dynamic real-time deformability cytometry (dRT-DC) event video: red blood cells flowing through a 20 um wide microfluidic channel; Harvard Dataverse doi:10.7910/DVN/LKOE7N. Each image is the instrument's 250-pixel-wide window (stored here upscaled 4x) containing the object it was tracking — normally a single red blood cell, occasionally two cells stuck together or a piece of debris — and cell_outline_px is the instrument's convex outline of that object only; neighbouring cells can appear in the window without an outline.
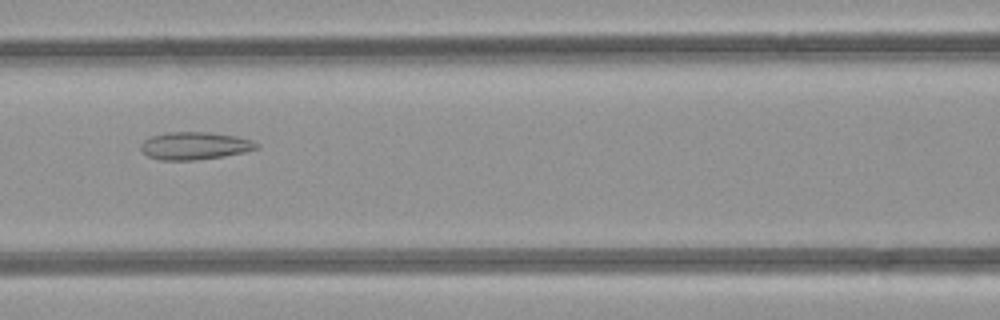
{"species": "common noctule bat (a hibernating species)", "species_latin": "Nyctalus noctula", "temperature_condition": "room temperature", "stored_images_in_passage": 27, "camera_frame_rate_fps": 3000, "um_per_image_px": 0.085, "animal": {"sex": "female", "body_mass_g": 21.9}, "frame": {"image": 1, "passage_image": 6, "time_ms": 1.667, "image_size_px": [1000, 320], "cell_outline_px": [[260, 148], [244, 152], [224, 156], [196, 160], [160, 160], [148, 156], [140, 148], [140, 144], [144, 140], [152, 136], [168, 132], [212, 132], [240, 136], [252, 140], [260, 144]], "centroid_in_image_um": [16.61, 12.38], "position_along_channel_um": 150.0, "area_um2": 18.84}}
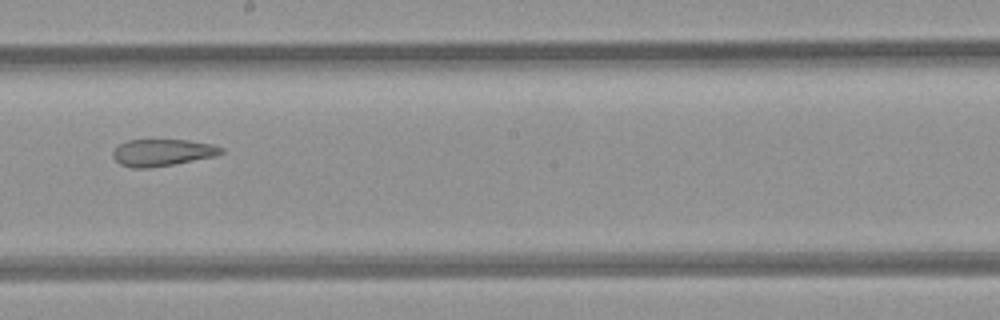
{"frame": {"image": 2, "passage_image": 12, "time_ms": 3.667, "image_size_px": [1000, 320], "cell_outline_px": [[224, 152], [212, 156], [172, 164], [148, 168], [132, 168], [120, 164], [112, 156], [112, 152], [120, 144], [128, 140], [188, 140], [212, 144], [224, 148]], "centroid_in_image_um": [13.77, 12.96], "position_along_channel_um": 234.4, "area_um2": 16.7}}
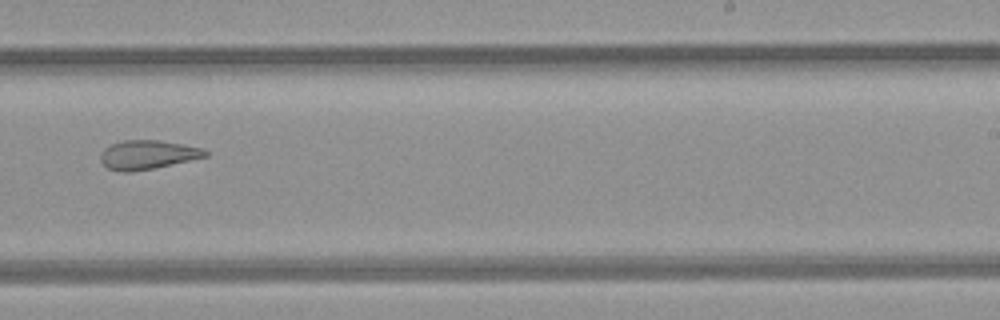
{"frame": {"image": 3, "passage_image": 15, "time_ms": 4.667, "image_size_px": [1000, 320], "cell_outline_px": [[208, 156], [152, 168], [128, 172], [120, 172], [108, 168], [100, 160], [100, 156], [104, 148], [112, 144], [124, 140], [160, 140], [204, 148], [208, 152]], "centroid_in_image_um": [12.54, 13.14], "position_along_channel_um": 276.5, "area_um2": 17.51}}